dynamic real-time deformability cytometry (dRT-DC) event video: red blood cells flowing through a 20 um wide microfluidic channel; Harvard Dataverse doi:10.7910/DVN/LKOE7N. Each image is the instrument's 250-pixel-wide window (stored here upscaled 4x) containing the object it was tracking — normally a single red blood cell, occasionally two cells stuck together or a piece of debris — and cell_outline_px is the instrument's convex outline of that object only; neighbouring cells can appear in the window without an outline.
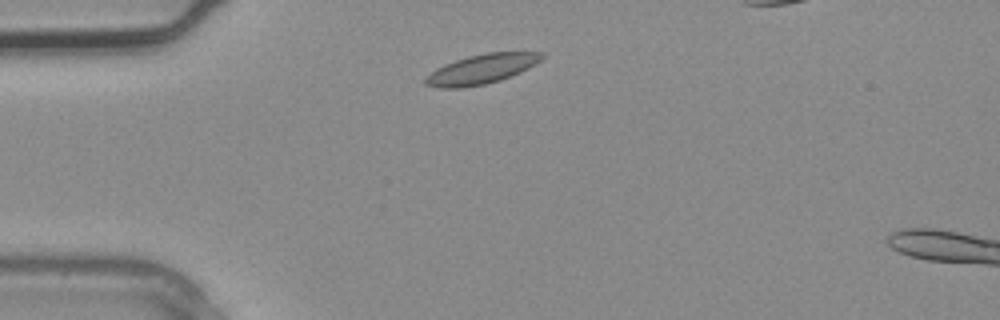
{"species": "common noctule bat (a hibernating species)", "species_latin": "Nyctalus noctula", "temperature_condition": "warm", "stored_images_in_passage": 2, "camera_frame_rate_fps": 3000, "um_per_image_px": 0.085, "animal": {"sex": "male", "body_mass_g": 20.4}, "frame": {"image": 1, "passage_image": 1, "time_ms": 0.0, "image_size_px": [1000, 320], "cell_outline_px": [[544, 56], [540, 60], [528, 68], [520, 72], [500, 80], [484, 84], [464, 88], [440, 88], [424, 84], [424, 80], [436, 68], [444, 64], [468, 56], [488, 52], [544, 52]], "centroid_in_image_um": [40.92, 5.87], "position_along_channel_um": 44.1, "area_um2": 19.88}}